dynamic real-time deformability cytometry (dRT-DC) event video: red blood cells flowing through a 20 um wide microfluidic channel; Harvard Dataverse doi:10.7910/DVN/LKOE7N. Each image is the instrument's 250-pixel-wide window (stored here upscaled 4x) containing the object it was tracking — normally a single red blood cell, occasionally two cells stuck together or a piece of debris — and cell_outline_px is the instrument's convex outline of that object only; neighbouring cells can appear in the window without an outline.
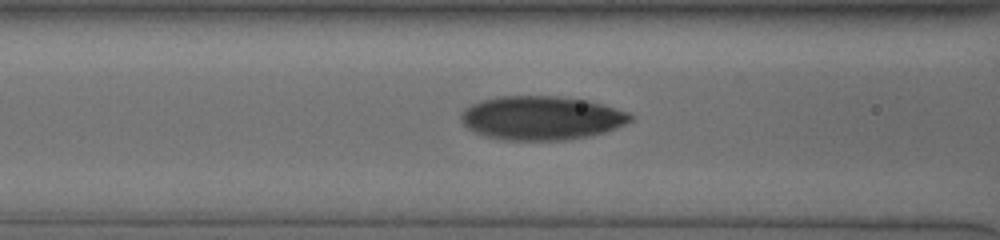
{"species": "human", "species_latin": "Homo sapiens", "temperature_condition": "cold", "stored_images_in_passage": 37, "camera_frame_rate_fps": 3000, "um_per_image_px": 0.085, "donor": {"sex": "male"}, "frame": {"image": 1, "passage_image": 6, "time_ms": 1.667, "image_size_px": [1000, 240], "cell_outline_px": [[632, 120], [616, 128], [604, 132], [588, 136], [568, 140], [500, 140], [484, 136], [468, 128], [460, 120], [460, 112], [464, 108], [472, 104], [484, 100], [500, 96], [556, 96], [588, 100], [628, 112], [632, 116]], "centroid_in_image_um": [45.99, 10.03], "position_along_channel_um": 120.6, "area_um2": 43.29}}
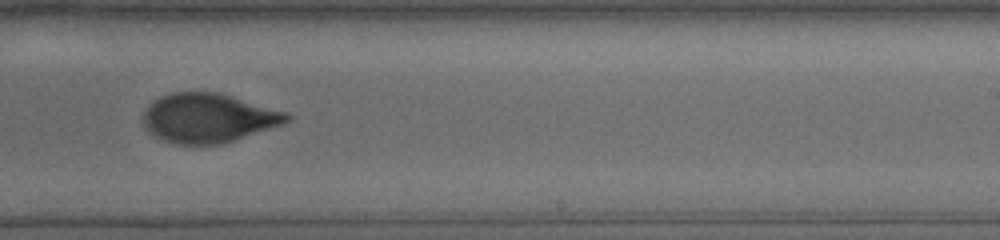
{"frame": {"image": 2, "passage_image": 18, "time_ms": 5.667, "image_size_px": [1000, 240], "cell_outline_px": [[292, 120], [284, 124], [220, 144], [176, 144], [164, 140], [148, 132], [144, 124], [144, 112], [148, 104], [160, 96], [172, 92], [216, 92], [288, 112], [292, 116]], "centroid_in_image_um": [17.72, 10.02], "position_along_channel_um": 271.3, "area_um2": 40.98}}
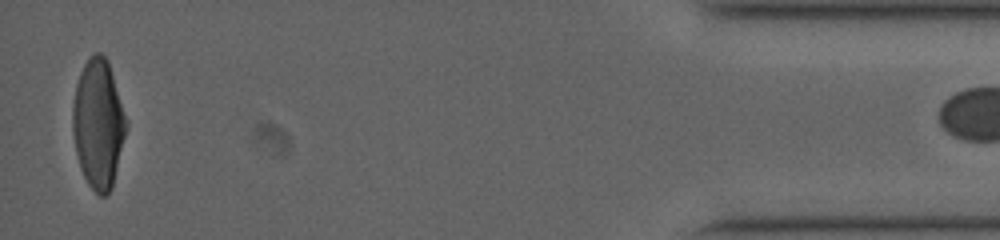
{"frame": {"image": 3, "passage_image": 36, "time_ms": 11.667, "image_size_px": [1000, 240], "cell_outline_px": [[128, 124], [112, 188], [104, 196], [100, 196], [88, 184], [80, 168], [76, 152], [72, 132], [72, 108], [76, 84], [80, 72], [84, 64], [96, 52], [100, 52], [108, 60], [128, 120]], "centroid_in_image_um": [8.36, 10.52], "position_along_channel_um": 426.8, "area_um2": 40.4}}